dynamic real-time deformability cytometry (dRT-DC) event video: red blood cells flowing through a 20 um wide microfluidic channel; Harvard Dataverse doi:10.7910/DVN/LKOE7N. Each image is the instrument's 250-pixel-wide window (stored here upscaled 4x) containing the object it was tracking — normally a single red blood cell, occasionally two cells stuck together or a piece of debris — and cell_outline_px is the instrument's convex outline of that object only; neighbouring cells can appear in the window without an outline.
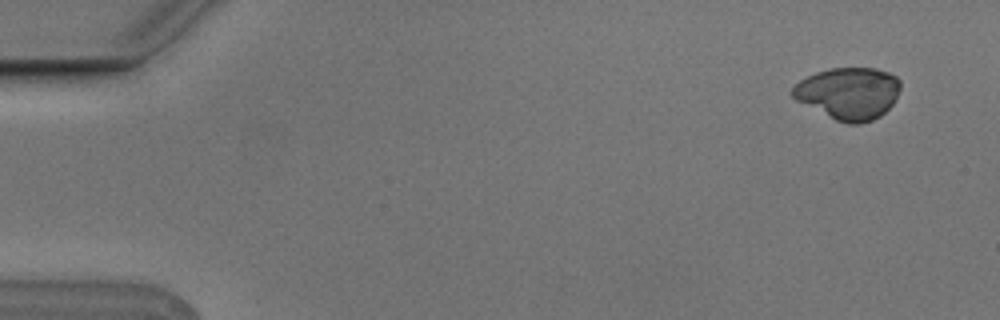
{"species": "Egyptian fruit bat (a non-hibernating species)", "species_latin": "Rousettus aegyptiacus", "temperature_condition": "cold", "stored_images_in_passage": 5, "camera_frame_rate_fps": 3000, "um_per_image_px": 0.085, "animal": {"sex": "male"}, "frame": {"image": 1, "passage_image": 1, "time_ms": 0.0, "image_size_px": [1000, 320], "cell_outline_px": [[900, 88], [896, 100], [880, 116], [872, 120], [860, 124], [848, 124], [836, 120], [796, 100], [788, 92], [800, 80], [816, 72], [828, 68], [876, 68], [888, 72], [896, 76], [900, 80]], "centroid_in_image_um": [72.13, 7.92], "position_along_channel_um": 12.9, "area_um2": 32.77}}